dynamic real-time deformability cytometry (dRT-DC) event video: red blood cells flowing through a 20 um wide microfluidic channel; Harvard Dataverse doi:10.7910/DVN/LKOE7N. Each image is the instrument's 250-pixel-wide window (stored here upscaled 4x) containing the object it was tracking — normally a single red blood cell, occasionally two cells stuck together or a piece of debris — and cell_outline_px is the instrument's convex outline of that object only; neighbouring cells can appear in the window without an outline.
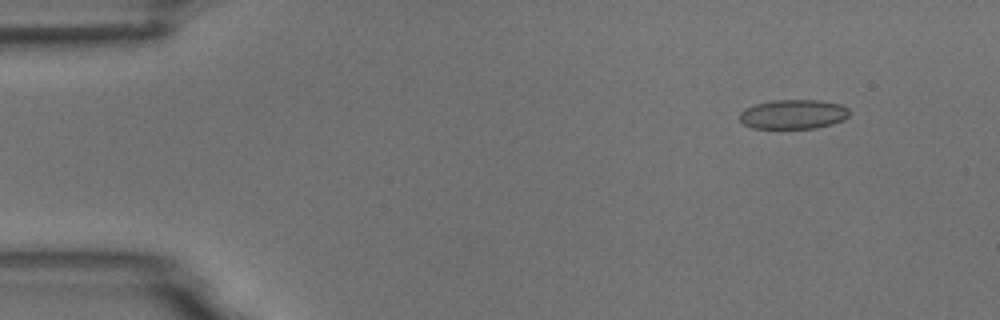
{"species": "common noctule bat (a hibernating species)", "species_latin": "Nyctalus noctula", "temperature_condition": "room temperature", "stored_images_in_passage": 6, "camera_frame_rate_fps": 3000, "um_per_image_px": 0.085, "animal": {"sex": "male", "body_mass_g": 18.8}, "frame": {"image": 1, "passage_image": 2, "time_ms": 1.0, "image_size_px": [1000, 320], "cell_outline_px": [[848, 116], [844, 120], [832, 124], [816, 128], [752, 128], [744, 124], [740, 120], [740, 112], [744, 108], [756, 104], [772, 100], [820, 100], [840, 104], [848, 108]], "centroid_in_image_um": [67.43, 9.71], "position_along_channel_um": 17.6, "area_um2": 18.84}}
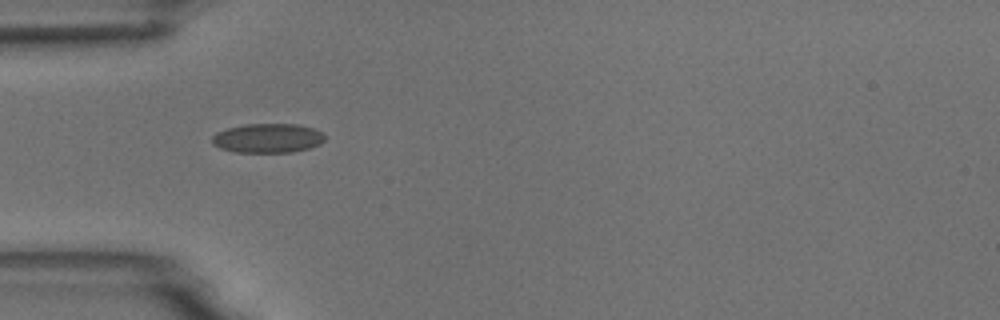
{"frame": {"image": 2, "passage_image": 5, "time_ms": 4.667, "image_size_px": [1000, 320], "cell_outline_px": [[324, 140], [320, 144], [308, 148], [292, 152], [236, 152], [220, 148], [212, 144], [212, 136], [216, 132], [228, 128], [244, 124], [296, 124], [312, 128], [320, 132], [324, 136]], "centroid_in_image_um": [22.72, 11.74], "position_along_channel_um": 62.3, "area_um2": 19.13}}